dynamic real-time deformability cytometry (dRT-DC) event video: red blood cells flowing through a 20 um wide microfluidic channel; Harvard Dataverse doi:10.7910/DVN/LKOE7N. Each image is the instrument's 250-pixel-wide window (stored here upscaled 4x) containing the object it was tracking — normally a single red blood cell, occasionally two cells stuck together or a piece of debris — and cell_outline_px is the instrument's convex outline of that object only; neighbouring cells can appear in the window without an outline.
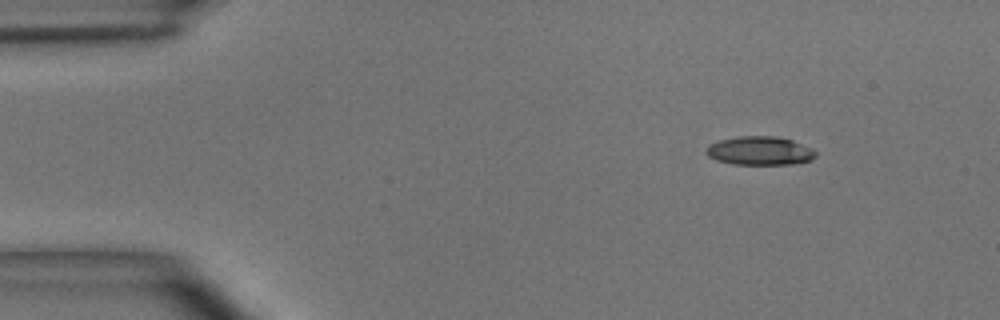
{"species": "common noctule bat (a hibernating species)", "species_latin": "Nyctalus noctula", "temperature_condition": "room temperature", "stored_images_in_passage": 4, "segment_of_instrument_passage": [1, 2], "camera_frame_rate_fps": 3000, "um_per_image_px": 0.085, "animal": {"sex": "male", "body_mass_g": 15.6}, "frame": {"image": 1, "passage_image": 1, "time_ms": 0.0, "image_size_px": [1000, 320], "cell_outline_px": [[816, 156], [812, 160], [792, 164], [732, 164], [716, 160], [708, 156], [704, 152], [708, 144], [720, 140], [736, 136], [776, 136], [792, 140], [812, 148], [816, 152]], "centroid_in_image_um": [64.56, 12.81], "position_along_channel_um": 20.4, "area_um2": 18.44}}